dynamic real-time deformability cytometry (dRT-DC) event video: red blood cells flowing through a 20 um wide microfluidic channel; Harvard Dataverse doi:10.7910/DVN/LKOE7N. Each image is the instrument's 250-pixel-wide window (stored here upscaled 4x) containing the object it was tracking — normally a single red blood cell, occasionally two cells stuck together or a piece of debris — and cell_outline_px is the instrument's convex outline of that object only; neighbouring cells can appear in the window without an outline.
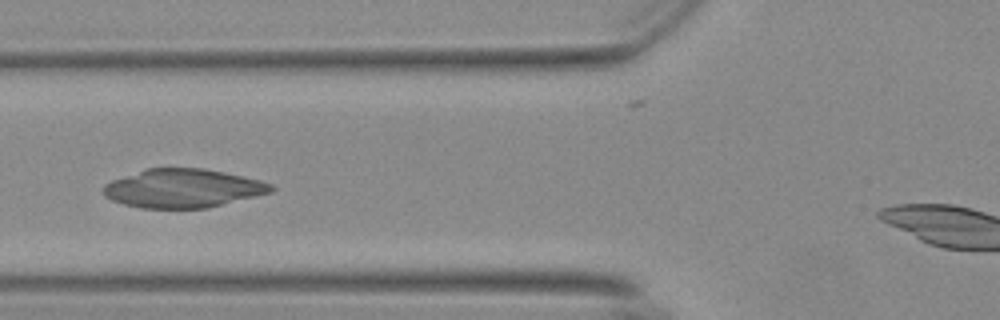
{"species": "Egyptian fruit bat (a non-hibernating species)", "species_latin": "Rousettus aegyptiacus", "temperature_condition": "warm", "stored_images_in_passage": 41, "camera_frame_rate_fps": 3000, "um_per_image_px": 0.085, "animal": {"sex": "female"}, "frame": {"image": 1, "passage_image": 13, "time_ms": 4.0, "image_size_px": [1000, 320], "cell_outline_px": [[276, 188], [272, 192], [208, 208], [140, 208], [124, 204], [112, 200], [104, 196], [104, 184], [112, 180], [144, 168], [204, 168], [224, 172], [260, 180], [272, 184]], "centroid_in_image_um": [15.55, 16.0], "position_along_channel_um": 110.3, "area_um2": 37.86}}
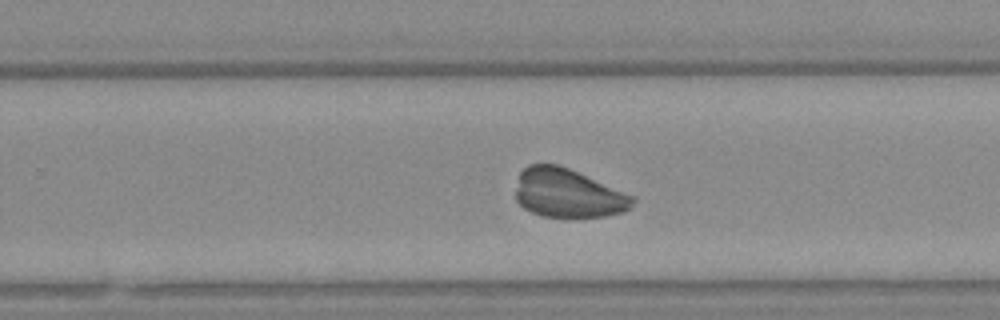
{"frame": {"image": 2, "passage_image": 27, "time_ms": 8.667, "image_size_px": [1000, 320], "cell_outline_px": [[636, 200], [624, 212], [604, 216], [540, 216], [524, 208], [516, 200], [516, 192], [520, 172], [528, 164], [560, 164], [636, 196]], "centroid_in_image_um": [48.29, 16.4], "position_along_channel_um": 281.5, "area_um2": 33.23}}
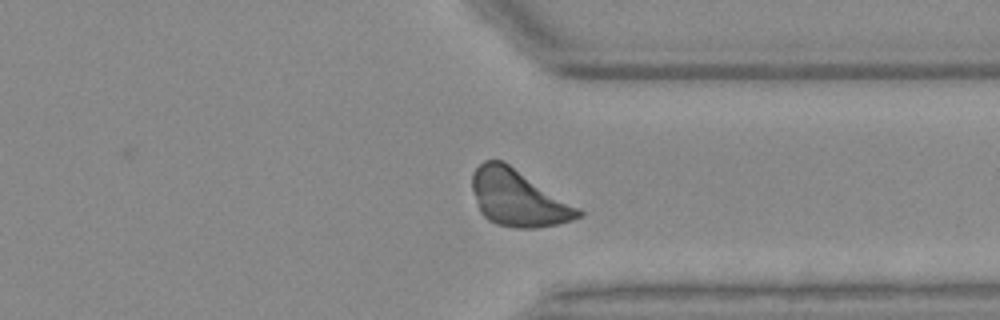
{"frame": {"image": 3, "passage_image": 34, "time_ms": 11.0, "image_size_px": [1000, 320], "cell_outline_px": [[584, 216], [572, 220], [556, 224], [536, 228], [516, 228], [496, 224], [488, 220], [480, 212], [476, 204], [472, 188], [472, 172], [484, 160], [504, 160], [580, 208], [584, 212]], "centroid_in_image_um": [44.04, 16.83], "position_along_channel_um": 367.4, "area_um2": 35.2}}